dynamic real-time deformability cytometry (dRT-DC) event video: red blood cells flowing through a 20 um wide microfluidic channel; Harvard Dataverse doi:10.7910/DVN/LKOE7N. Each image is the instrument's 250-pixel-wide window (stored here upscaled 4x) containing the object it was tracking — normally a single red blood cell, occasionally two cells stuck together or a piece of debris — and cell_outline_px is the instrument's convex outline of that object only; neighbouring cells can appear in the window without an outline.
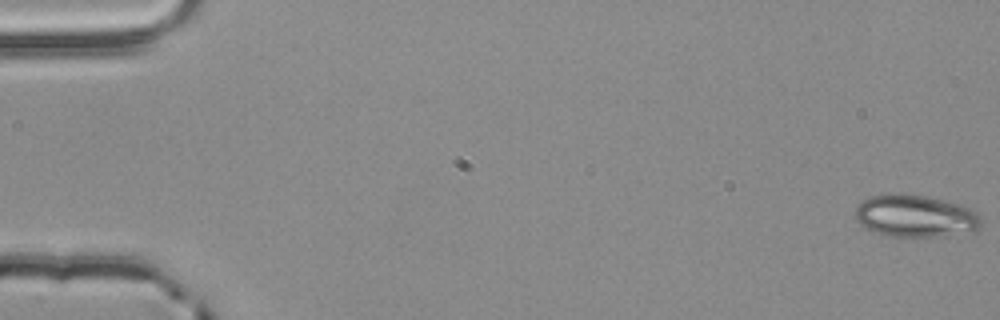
{"species": "common noctule bat (a hibernating species)", "species_latin": "Nyctalus noctula", "temperature_condition": "room temperature", "stored_images_in_passage": 5, "camera_frame_rate_fps": 3000, "um_per_image_px": 0.085, "animal": {"sex": "male", "body_mass_g": 20.4}, "frame": {"image": 1, "passage_image": 1, "time_ms": 0.0, "image_size_px": [1000, 320], "cell_outline_px": [[980, 228], [972, 232], [940, 236], [892, 236], [876, 232], [860, 224], [856, 220], [856, 208], [868, 196], [900, 192], [904, 192], [928, 196], [960, 204], [976, 212], [980, 220]], "centroid_in_image_um": [77.81, 18.33], "position_along_channel_um": 7.2, "area_um2": 30.98}}